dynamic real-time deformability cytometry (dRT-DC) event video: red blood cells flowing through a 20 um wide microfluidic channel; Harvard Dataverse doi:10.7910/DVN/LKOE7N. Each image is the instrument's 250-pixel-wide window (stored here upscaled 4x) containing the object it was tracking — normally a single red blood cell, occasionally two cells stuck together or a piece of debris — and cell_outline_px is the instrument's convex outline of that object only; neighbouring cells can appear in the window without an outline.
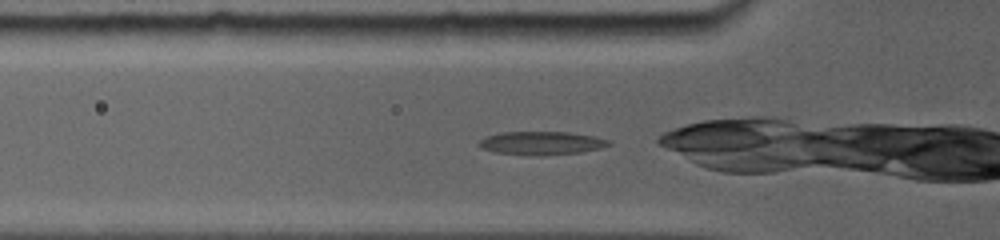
{"species": "common noctule bat (a hibernating species)", "species_latin": "Nyctalus noctula", "temperature_condition": "room temperature", "stored_images_in_passage": 21, "camera_frame_rate_fps": 5000, "um_per_image_px": 0.085, "animal": {"sex": "female", "body_mass_g": 19.0, "forearm_length_mm": 56.7}, "frame": {"image": 1, "passage_image": 2, "time_ms": 0.2, "image_size_px": [1000, 240], "cell_outline_px": [[612, 144], [600, 148], [580, 152], [540, 156], [528, 156], [492, 152], [480, 148], [476, 144], [484, 136], [500, 132], [568, 132], [596, 136], [608, 140]], "centroid_in_image_um": [45.95, 12.17], "position_along_channel_um": 79.9, "area_um2": 18.03}}
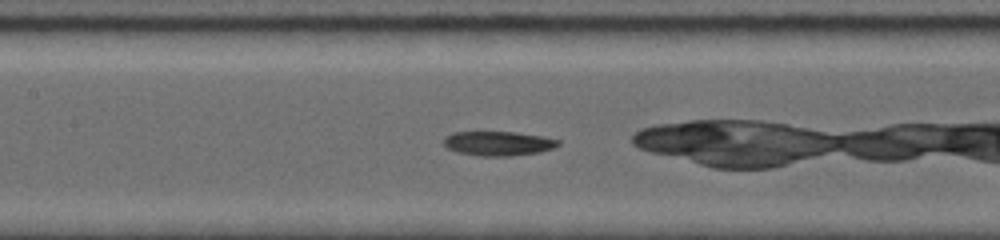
{"frame": {"image": 2, "passage_image": 9, "time_ms": 2.4, "image_size_px": [1000, 240], "cell_outline_px": [[560, 144], [552, 148], [540, 152], [512, 156], [480, 156], [456, 152], [448, 148], [444, 144], [444, 136], [452, 132], [516, 132], [544, 136], [560, 140]], "centroid_in_image_um": [42.35, 12.19], "position_along_channel_um": 165.0, "area_um2": 16.42}}
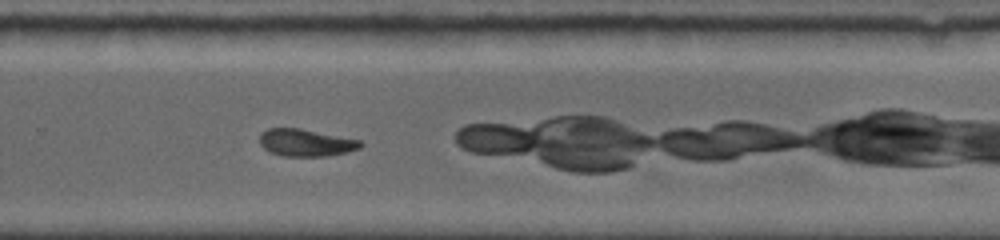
{"frame": {"image": 3, "passage_image": 16, "time_ms": 6.0, "image_size_px": [1000, 240], "cell_outline_px": [[364, 144], [360, 148], [348, 152], [328, 156], [284, 156], [268, 152], [260, 144], [260, 132], [268, 128], [300, 128], [360, 140]], "centroid_in_image_um": [25.99, 12.13], "position_along_channel_um": 303.8, "area_um2": 16.13}}